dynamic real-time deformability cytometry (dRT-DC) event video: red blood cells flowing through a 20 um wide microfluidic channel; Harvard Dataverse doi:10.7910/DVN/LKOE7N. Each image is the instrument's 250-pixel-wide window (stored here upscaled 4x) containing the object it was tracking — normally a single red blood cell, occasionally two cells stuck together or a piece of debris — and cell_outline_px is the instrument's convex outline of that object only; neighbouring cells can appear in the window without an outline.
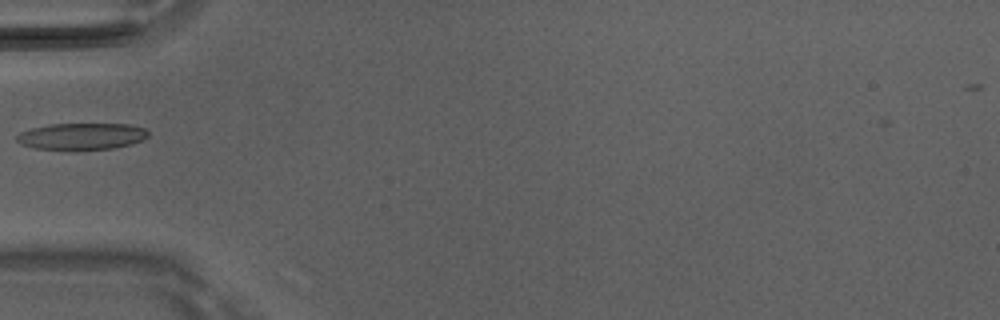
{"species": "Egyptian fruit bat (a non-hibernating species)", "species_latin": "Rousettus aegyptiacus", "temperature_condition": "room temperature", "stored_images_in_passage": 2, "camera_frame_rate_fps": 3000, "um_per_image_px": 0.085, "animal": {"sex": "male"}, "frame": {"image": 1, "passage_image": 1, "time_ms": 0.0, "image_size_px": [1000, 320], "cell_outline_px": [[148, 136], [144, 140], [112, 148], [72, 152], [68, 152], [36, 148], [20, 144], [16, 140], [16, 136], [20, 132], [32, 128], [48, 124], [128, 124], [144, 128], [148, 132]], "centroid_in_image_um": [6.89, 11.62], "position_along_channel_um": 78.1, "area_um2": 20.98}}